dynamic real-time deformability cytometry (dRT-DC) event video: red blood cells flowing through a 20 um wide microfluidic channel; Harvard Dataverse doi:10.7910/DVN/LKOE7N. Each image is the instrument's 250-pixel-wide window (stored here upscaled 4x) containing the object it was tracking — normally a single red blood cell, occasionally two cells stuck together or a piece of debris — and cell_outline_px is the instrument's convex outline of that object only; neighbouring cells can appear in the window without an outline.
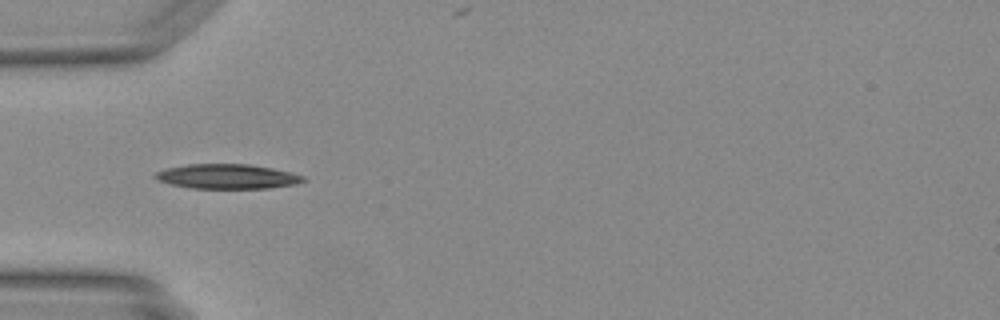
{"species": "Egyptian fruit bat (a non-hibernating species)", "species_latin": "Rousettus aegyptiacus", "temperature_condition": "warm", "stored_images_in_passage": 5, "camera_frame_rate_fps": 3000, "um_per_image_px": 0.085, "animal": {"sex": "female"}, "frame": {"image": 1, "passage_image": 2, "time_ms": 0.333, "image_size_px": [1000, 320], "cell_outline_px": [[304, 180], [296, 184], [268, 188], [192, 188], [172, 184], [160, 180], [152, 176], [156, 172], [164, 168], [188, 164], [248, 164], [272, 168], [304, 176]], "centroid_in_image_um": [19.28, 14.99], "position_along_channel_um": 65.7, "area_um2": 21.04}}